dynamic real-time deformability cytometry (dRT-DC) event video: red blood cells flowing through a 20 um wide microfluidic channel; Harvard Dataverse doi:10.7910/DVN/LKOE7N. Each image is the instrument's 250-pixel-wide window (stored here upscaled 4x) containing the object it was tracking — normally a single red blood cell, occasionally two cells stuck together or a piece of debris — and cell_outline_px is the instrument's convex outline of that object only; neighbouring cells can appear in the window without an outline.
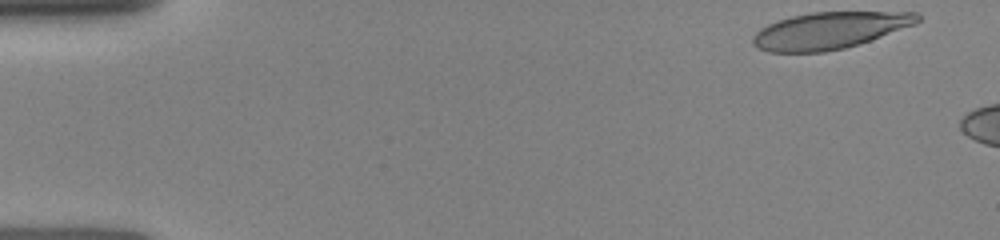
{"species": "human", "species_latin": "Homo sapiens", "temperature_condition": "room temperature", "stored_images_in_passage": 4, "camera_frame_rate_fps": 3000, "um_per_image_px": 0.085, "donor": {"sex": "female"}, "frame": {"image": 1, "passage_image": 1, "time_ms": 0.0, "image_size_px": [1000, 240], "cell_outline_px": [[920, 20], [916, 24], [844, 48], [824, 52], [768, 52], [756, 48], [752, 44], [752, 36], [760, 28], [768, 24], [792, 16], [812, 12], [920, 12]], "centroid_in_image_um": [70.47, 2.59], "position_along_channel_um": 14.5, "area_um2": 35.08}}